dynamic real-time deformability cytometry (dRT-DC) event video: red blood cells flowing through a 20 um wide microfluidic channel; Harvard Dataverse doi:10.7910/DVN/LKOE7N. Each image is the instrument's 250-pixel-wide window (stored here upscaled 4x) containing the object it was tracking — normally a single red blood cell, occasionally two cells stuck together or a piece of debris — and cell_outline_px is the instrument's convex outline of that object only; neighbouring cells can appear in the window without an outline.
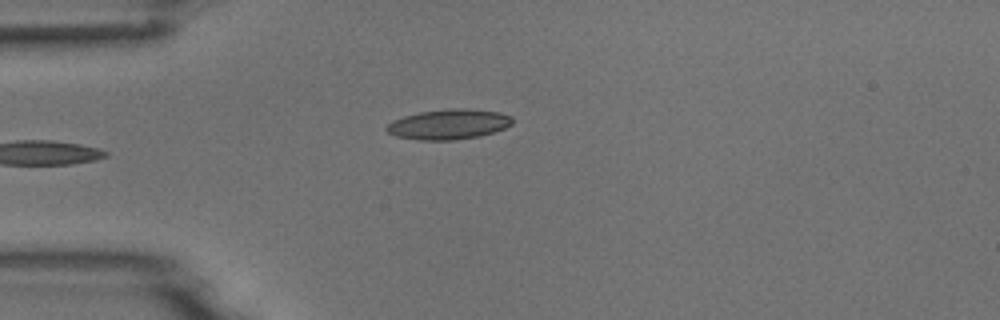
{"species": "common noctule bat (a hibernating species)", "species_latin": "Nyctalus noctula", "temperature_condition": "room temperature", "stored_images_in_passage": 5, "camera_frame_rate_fps": 3000, "um_per_image_px": 0.085, "animal": {"sex": "male", "body_mass_g": 18.8}, "frame": {"image": 1, "passage_image": 5, "time_ms": 4.667, "image_size_px": [1000, 320], "cell_outline_px": [[512, 124], [504, 128], [480, 136], [452, 140], [420, 140], [396, 136], [388, 132], [384, 128], [392, 120], [404, 116], [420, 112], [448, 108], [464, 108], [500, 112], [512, 116]], "centroid_in_image_um": [38.13, 10.55], "position_along_channel_um": 46.9, "area_um2": 22.08}}